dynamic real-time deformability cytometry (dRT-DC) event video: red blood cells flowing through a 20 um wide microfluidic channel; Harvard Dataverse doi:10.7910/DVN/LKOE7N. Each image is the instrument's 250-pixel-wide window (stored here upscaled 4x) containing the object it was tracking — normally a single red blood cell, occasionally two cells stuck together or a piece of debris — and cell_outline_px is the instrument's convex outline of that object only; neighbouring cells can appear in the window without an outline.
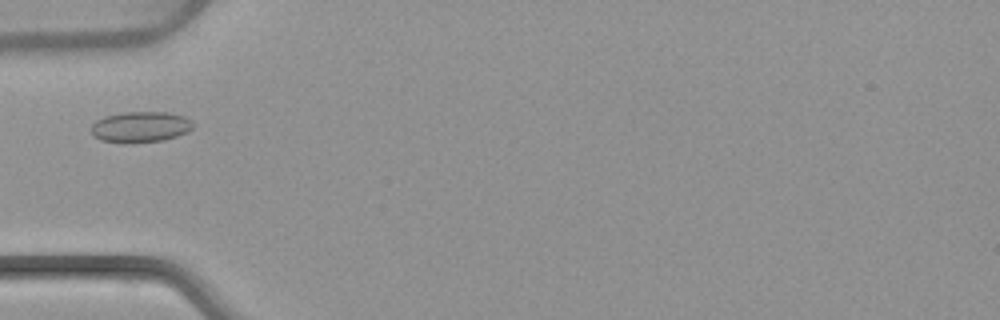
{"species": "common noctule bat (a hibernating species)", "species_latin": "Nyctalus noctula", "temperature_condition": "warm", "stored_images_in_passage": 2, "camera_frame_rate_fps": 3000, "um_per_image_px": 0.085, "animal": {"sex": "female", "body_mass_g": 22.7, "forearm_length_mm": 54.2}, "frame": {"image": 1, "passage_image": 2, "time_ms": 2.0, "image_size_px": [1000, 320], "cell_outline_px": [[192, 128], [188, 132], [164, 140], [124, 144], [100, 140], [92, 136], [92, 124], [96, 120], [104, 116], [124, 112], [168, 112], [184, 116], [192, 120]], "centroid_in_image_um": [11.92, 10.8], "position_along_channel_um": 73.1, "area_um2": 18.55}}